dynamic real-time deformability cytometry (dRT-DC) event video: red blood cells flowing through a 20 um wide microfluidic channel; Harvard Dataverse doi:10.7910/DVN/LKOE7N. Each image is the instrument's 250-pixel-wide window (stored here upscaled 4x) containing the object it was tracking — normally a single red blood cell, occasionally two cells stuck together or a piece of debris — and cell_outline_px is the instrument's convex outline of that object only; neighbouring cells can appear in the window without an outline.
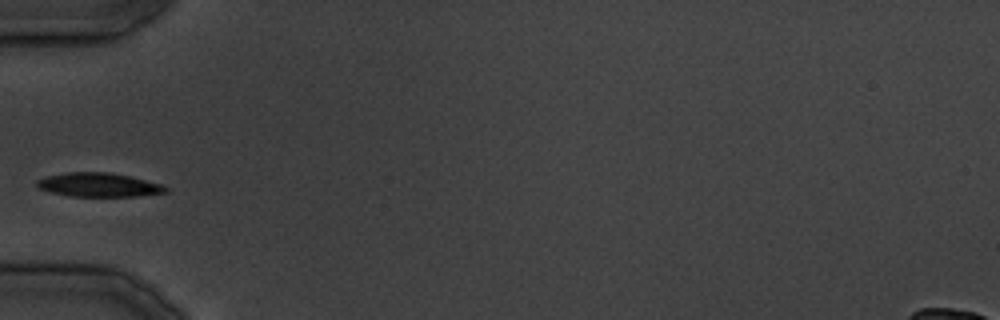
{"species": "common noctule bat (a hibernating species)", "species_latin": "Nyctalus noctula", "temperature_condition": "cold", "stored_images_in_passage": 11, "camera_frame_rate_fps": 3000, "um_per_image_px": 0.085, "animal": {"sex": "male", "body_mass_g": 19.5, "forearm_length_mm": 54.6}, "frame": {"image": 1, "passage_image": 1, "time_ms": 0.0, "image_size_px": [1000, 320], "cell_outline_px": [[168, 192], [136, 196], [68, 196], [48, 192], [40, 188], [36, 184], [36, 180], [44, 176], [64, 172], [108, 172], [128, 176], [160, 184], [168, 188]], "centroid_in_image_um": [8.31, 15.71], "position_along_channel_um": 76.7, "area_um2": 17.92}}
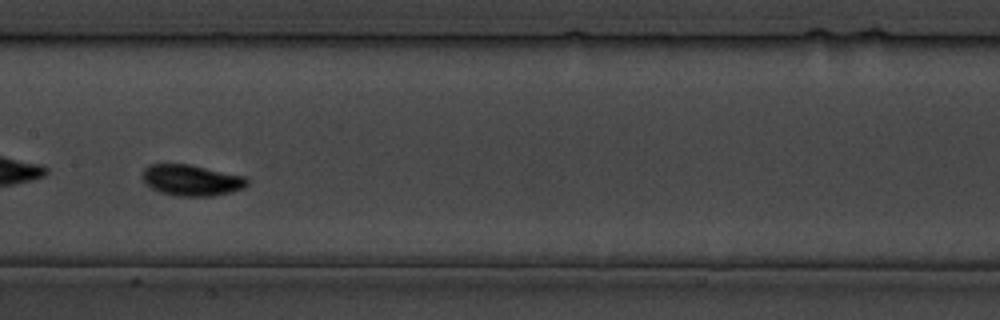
{"frame": {"image": 2, "passage_image": 7, "time_ms": 7.667, "image_size_px": [1000, 320], "cell_outline_px": [[248, 184], [244, 188], [212, 196], [180, 196], [160, 192], [152, 188], [140, 176], [144, 168], [148, 164], [192, 164], [244, 176], [248, 180]], "centroid_in_image_um": [16.26, 15.3], "position_along_channel_um": 191.1, "area_um2": 18.96}}